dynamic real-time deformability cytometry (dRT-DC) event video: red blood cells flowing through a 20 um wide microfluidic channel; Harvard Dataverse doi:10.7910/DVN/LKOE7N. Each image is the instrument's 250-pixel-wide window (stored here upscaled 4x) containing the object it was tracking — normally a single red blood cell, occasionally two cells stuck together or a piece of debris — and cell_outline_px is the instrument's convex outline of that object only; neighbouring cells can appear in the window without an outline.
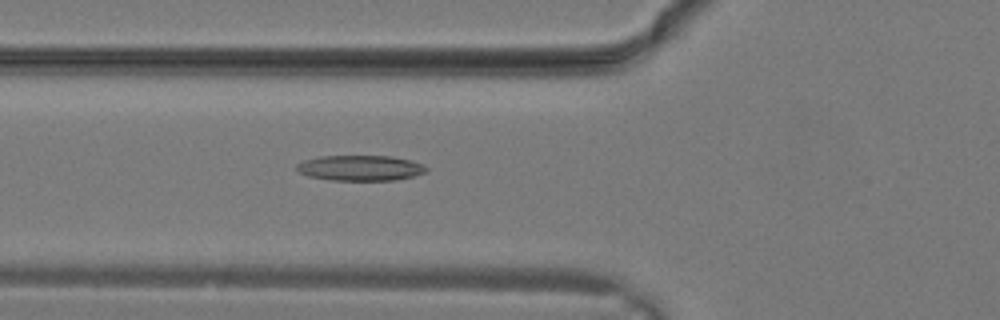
{"species": "common noctule bat (a hibernating species)", "species_latin": "Nyctalus noctula", "temperature_condition": "warm", "stored_images_in_passage": 30, "camera_frame_rate_fps": 3000, "um_per_image_px": 0.085, "animal": {"sex": "male", "body_mass_g": 19.2, "forearm_length_mm": 51.8}, "frame": {"image": 1, "passage_image": 11, "time_ms": 3.333, "image_size_px": [1000, 320], "cell_outline_px": [[428, 172], [412, 176], [392, 180], [332, 180], [308, 176], [300, 172], [296, 168], [296, 164], [304, 160], [320, 156], [392, 156], [424, 164], [428, 168]], "centroid_in_image_um": [30.63, 14.27], "position_along_channel_um": 95.2, "area_um2": 19.13}}
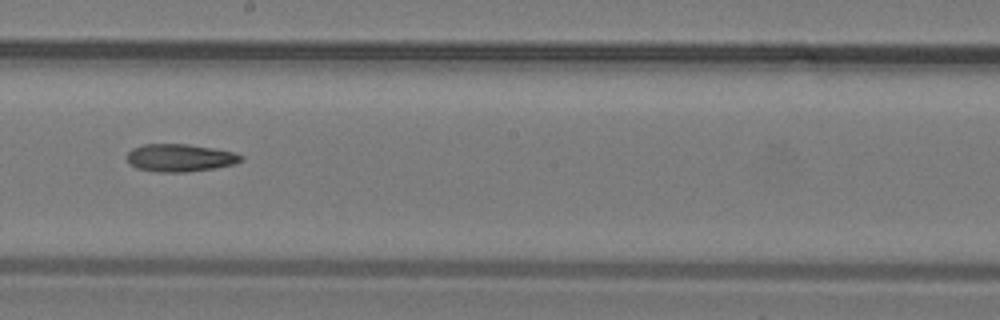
{"frame": {"image": 2, "passage_image": 17, "time_ms": 5.333, "image_size_px": [1000, 320], "cell_outline_px": [[244, 160], [232, 164], [212, 168], [184, 172], [160, 172], [136, 168], [128, 160], [128, 152], [132, 148], [144, 144], [188, 144], [212, 148], [232, 152], [244, 156]], "centroid_in_image_um": [15.29, 13.4], "position_along_channel_um": 232.9, "area_um2": 18.09}}
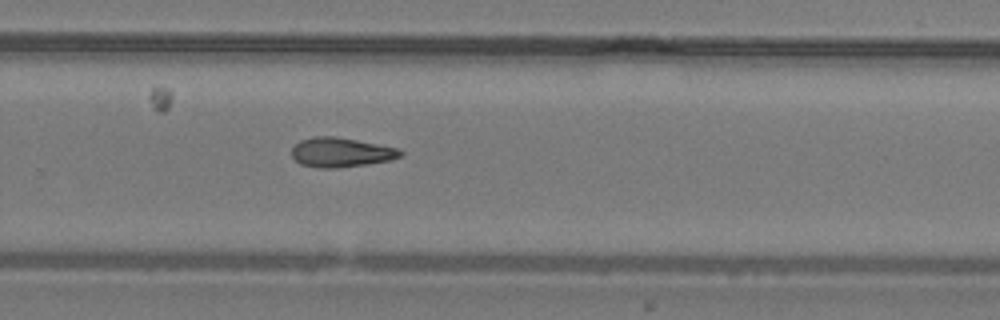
{"frame": {"image": 3, "passage_image": 20, "time_ms": 6.333, "image_size_px": [1000, 320], "cell_outline_px": [[404, 156], [392, 160], [368, 164], [336, 168], [316, 168], [300, 164], [292, 156], [292, 148], [300, 140], [316, 136], [332, 136], [356, 140], [400, 148], [404, 152]], "centroid_in_image_um": [29.03, 12.96], "position_along_channel_um": 300.8, "area_um2": 18.84}}